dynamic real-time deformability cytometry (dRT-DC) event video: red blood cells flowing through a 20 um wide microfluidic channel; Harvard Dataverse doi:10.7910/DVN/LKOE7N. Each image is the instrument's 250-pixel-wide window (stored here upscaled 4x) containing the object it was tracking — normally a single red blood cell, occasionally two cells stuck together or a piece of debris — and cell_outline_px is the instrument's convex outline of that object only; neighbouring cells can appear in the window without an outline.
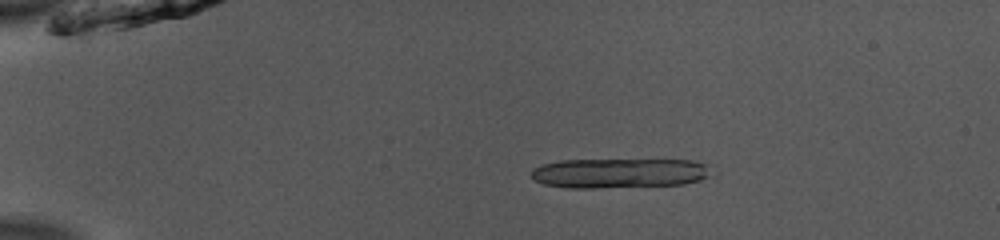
{"species": "common noctule bat (a hibernating species)", "species_latin": "Nyctalus noctula", "temperature_condition": "room temperature", "stored_images_in_passage": 32, "segment_of_instrument_passage": [1, 2], "camera_frame_rate_fps": 3000, "um_per_image_px": 0.085, "animal": {"sex": "male", "body_mass_g": 13.0, "forearm_length_mm": 53.1}, "frame": {"image": 1, "passage_image": 9, "time_ms": 2.667, "image_size_px": [1000, 240], "cell_outline_px": [[712, 176], [700, 180], [684, 184], [596, 188], [568, 188], [544, 184], [536, 180], [532, 176], [532, 168], [540, 164], [560, 160], [692, 160], [704, 164]], "centroid_in_image_um": [52.6, 14.71], "position_along_channel_um": 32.4, "area_um2": 31.21}}